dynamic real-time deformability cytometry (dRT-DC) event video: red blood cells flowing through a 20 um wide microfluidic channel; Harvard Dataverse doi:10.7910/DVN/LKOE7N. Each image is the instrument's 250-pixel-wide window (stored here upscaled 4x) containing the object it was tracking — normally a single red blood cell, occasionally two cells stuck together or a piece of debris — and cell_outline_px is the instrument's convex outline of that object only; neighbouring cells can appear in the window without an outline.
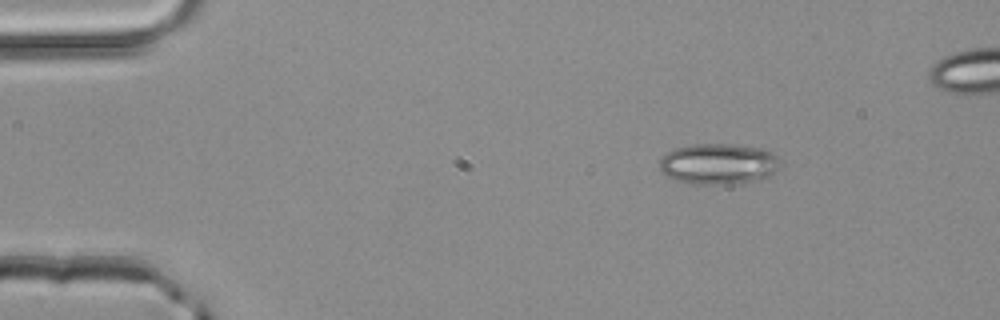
{"species": "common noctule bat (a hibernating species)", "species_latin": "Nyctalus noctula", "temperature_condition": "room temperature", "stored_images_in_passage": 3, "camera_frame_rate_fps": 3000, "um_per_image_px": 0.085, "animal": {"sex": "male", "body_mass_g": 20.4}, "frame": {"image": 1, "passage_image": 3, "time_ms": 0.667, "image_size_px": [1000, 320], "cell_outline_px": [[784, 164], [768, 176], [760, 180], [728, 184], [692, 184], [676, 180], [660, 172], [660, 160], [664, 152], [676, 148], [692, 144], [732, 144], [764, 148], [772, 152]], "centroid_in_image_um": [61.08, 13.92], "position_along_channel_um": 23.9, "area_um2": 29.13}}